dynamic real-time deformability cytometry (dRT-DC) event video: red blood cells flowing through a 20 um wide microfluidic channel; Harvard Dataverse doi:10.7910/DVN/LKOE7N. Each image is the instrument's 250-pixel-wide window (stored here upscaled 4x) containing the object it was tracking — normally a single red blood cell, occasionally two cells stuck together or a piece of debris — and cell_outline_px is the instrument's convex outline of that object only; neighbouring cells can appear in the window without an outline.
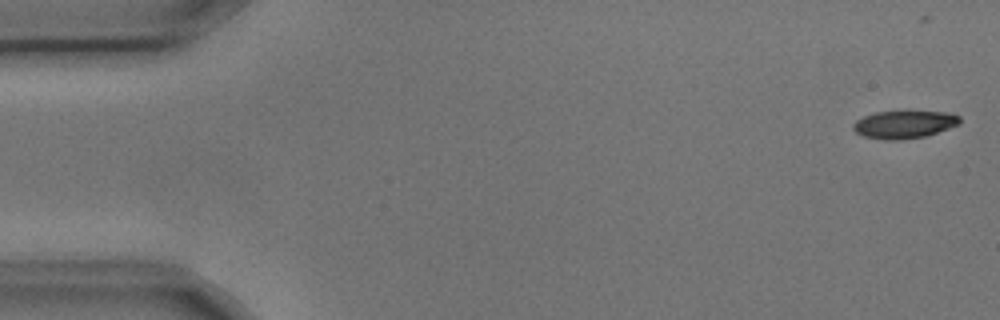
{"species": "common noctule bat (a hibernating species)", "species_latin": "Nyctalus noctula", "temperature_condition": "cold", "stored_images_in_passage": 5, "segment_of_instrument_passage": [1, 2], "camera_frame_rate_fps": 3000, "um_per_image_px": 0.085, "animal": {"sex": "male", "body_mass_g": 17.9, "forearm_length_mm": 54.2}, "frame": {"image": 1, "passage_image": 1, "time_ms": 0.0, "image_size_px": [1000, 320], "cell_outline_px": [[960, 124], [924, 136], [900, 140], [884, 140], [864, 136], [856, 132], [852, 128], [852, 124], [856, 120], [864, 116], [876, 112], [952, 112], [960, 116]], "centroid_in_image_um": [76.84, 10.58], "position_along_channel_um": 8.2, "area_um2": 17.05}}
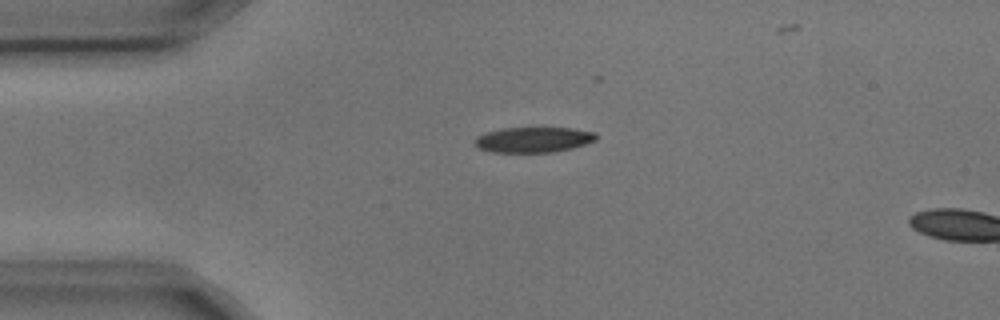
{"frame": {"image": 2, "passage_image": 4, "time_ms": 1.0, "image_size_px": [1000, 320], "cell_outline_px": [[596, 140], [572, 148], [552, 152], [492, 152], [480, 148], [476, 144], [476, 136], [484, 132], [504, 128], [572, 128], [596, 132]], "centroid_in_image_um": [45.35, 11.87], "position_along_channel_um": 39.7, "area_um2": 17.8}}